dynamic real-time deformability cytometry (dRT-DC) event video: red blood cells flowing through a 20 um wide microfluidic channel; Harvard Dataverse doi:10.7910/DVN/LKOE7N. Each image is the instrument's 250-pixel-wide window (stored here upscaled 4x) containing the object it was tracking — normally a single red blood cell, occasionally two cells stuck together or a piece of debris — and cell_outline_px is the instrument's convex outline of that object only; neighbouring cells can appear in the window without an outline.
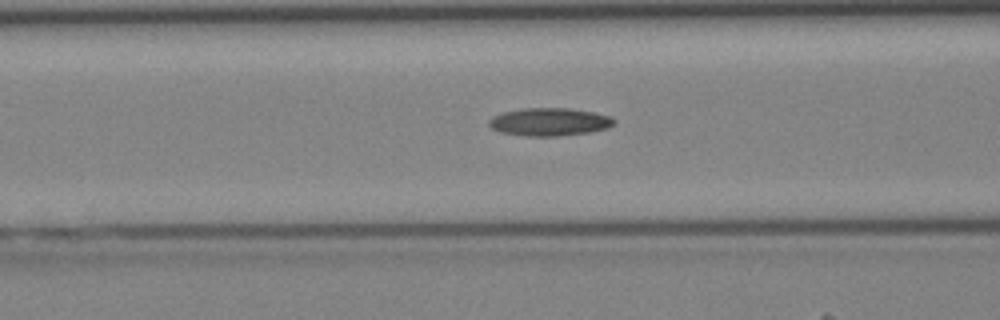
{"species": "Egyptian fruit bat (a non-hibernating species)", "species_latin": "Rousettus aegyptiacus", "temperature_condition": "cold", "stored_images_in_passage": 34, "camera_frame_rate_fps": 3000, "um_per_image_px": 0.085, "animal": {"sex": "female"}, "frame": {"image": 1, "passage_image": 9, "time_ms": 2.667, "image_size_px": [1000, 320], "cell_outline_px": [[616, 120], [608, 128], [588, 132], [556, 136], [532, 136], [500, 132], [492, 128], [488, 124], [488, 120], [492, 116], [504, 112], [520, 108], [568, 108], [592, 112], [612, 116]], "centroid_in_image_um": [46.69, 10.35], "position_along_channel_um": 119.9, "area_um2": 20.23}}
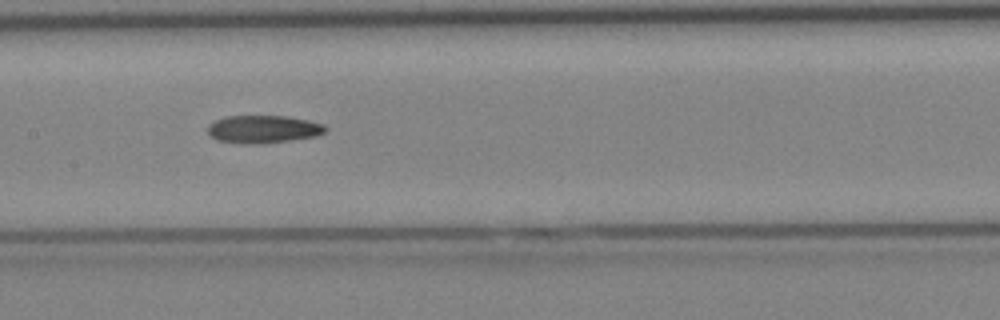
{"frame": {"image": 2, "passage_image": 13, "time_ms": 4.0, "image_size_px": [1000, 320], "cell_outline_px": [[324, 132], [312, 136], [288, 140], [256, 144], [216, 140], [208, 136], [208, 124], [224, 116], [288, 116], [308, 120], [324, 124]], "centroid_in_image_um": [22.3, 10.96], "position_along_channel_um": 185.1, "area_um2": 18.73}}
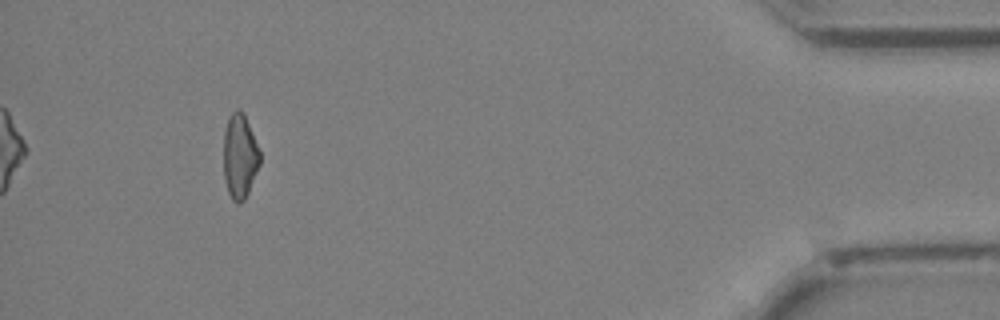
{"frame": {"image": 3, "passage_image": 31, "time_ms": 10.0, "image_size_px": [1000, 320], "cell_outline_px": [[260, 164], [248, 192], [244, 200], [240, 204], [236, 204], [232, 200], [228, 192], [224, 180], [224, 132], [228, 116], [236, 108], [240, 108], [244, 112], [260, 152]], "centroid_in_image_um": [20.37, 13.27], "position_along_channel_um": 414.8, "area_um2": 18.09}}